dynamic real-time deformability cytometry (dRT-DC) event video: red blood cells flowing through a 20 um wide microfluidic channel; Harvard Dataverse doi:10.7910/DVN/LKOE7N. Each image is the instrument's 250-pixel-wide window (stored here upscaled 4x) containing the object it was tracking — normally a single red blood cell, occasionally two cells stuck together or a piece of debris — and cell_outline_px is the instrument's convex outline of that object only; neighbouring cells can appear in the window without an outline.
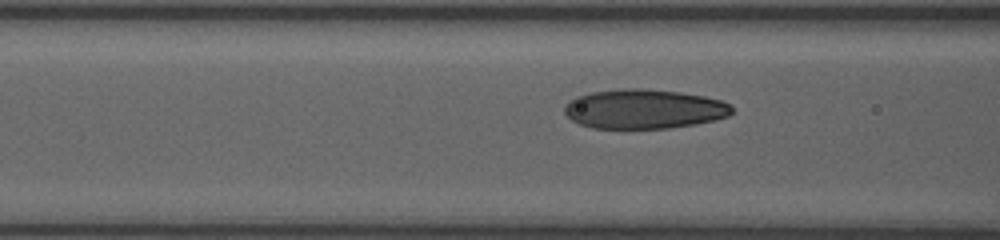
{"species": "human", "species_latin": "Homo sapiens", "temperature_condition": "room temperature", "stored_images_in_passage": 16, "camera_frame_rate_fps": 3000, "um_per_image_px": 0.085, "donor": {"sex": "female"}, "frame": {"image": 1, "passage_image": 15, "time_ms": 6.0, "image_size_px": [1000, 240], "cell_outline_px": [[732, 112], [728, 116], [696, 124], [668, 128], [592, 128], [580, 124], [572, 120], [564, 112], [564, 108], [568, 100], [576, 96], [592, 92], [632, 88], [640, 88], [680, 92], [704, 96], [720, 100], [728, 104], [732, 108]], "centroid_in_image_um": [54.71, 9.26], "position_along_channel_um": 111.9, "area_um2": 38.26}}